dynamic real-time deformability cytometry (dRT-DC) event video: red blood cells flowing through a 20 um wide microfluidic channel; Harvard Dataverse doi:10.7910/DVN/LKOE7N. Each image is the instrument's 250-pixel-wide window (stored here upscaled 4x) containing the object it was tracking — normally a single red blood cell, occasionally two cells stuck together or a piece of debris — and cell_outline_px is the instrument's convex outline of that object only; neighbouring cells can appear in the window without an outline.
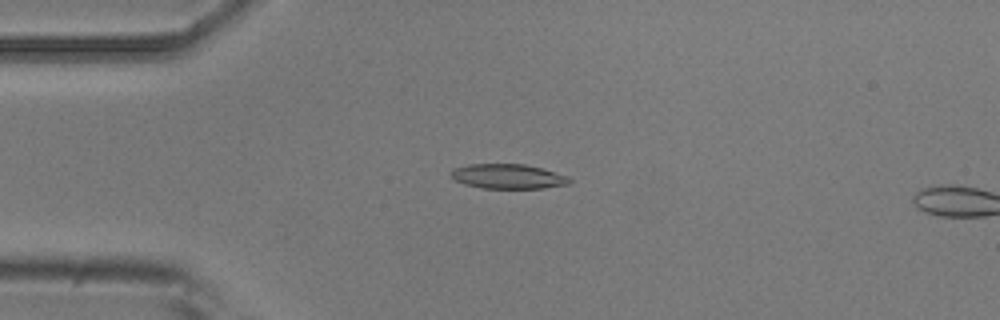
{"species": "common noctule bat (a hibernating species)", "species_latin": "Nyctalus noctula", "temperature_condition": "room temperature", "stored_images_in_passage": 15, "camera_frame_rate_fps": 3000, "um_per_image_px": 0.085, "animal": {"sex": "male", "body_mass_g": 20.5, "forearm_length_mm": 52.5}, "frame": {"image": 1, "passage_image": 13, "time_ms": 4.0, "image_size_px": [1000, 320], "cell_outline_px": [[572, 184], [544, 188], [480, 188], [464, 184], [448, 176], [448, 172], [452, 168], [468, 164], [524, 164], [540, 168], [568, 176], [572, 180]], "centroid_in_image_um": [43.14, 14.99], "position_along_channel_um": 41.9, "area_um2": 17.28}}